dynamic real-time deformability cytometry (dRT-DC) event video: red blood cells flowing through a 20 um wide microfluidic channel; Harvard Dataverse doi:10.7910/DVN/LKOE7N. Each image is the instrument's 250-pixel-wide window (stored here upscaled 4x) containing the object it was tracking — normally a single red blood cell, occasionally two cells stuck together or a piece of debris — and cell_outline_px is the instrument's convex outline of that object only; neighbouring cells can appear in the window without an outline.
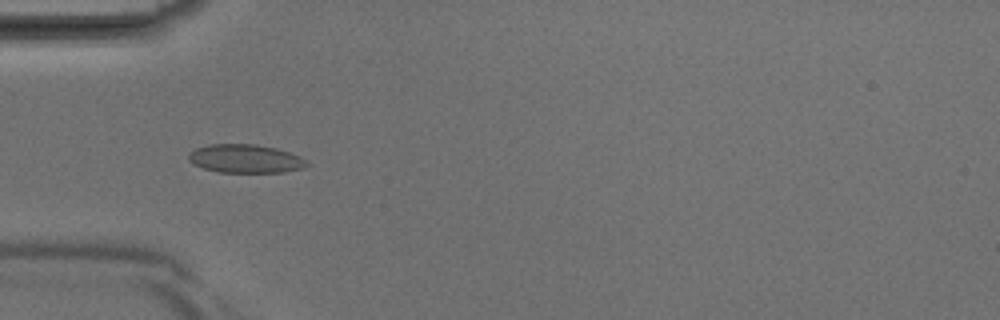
{"species": "Egyptian fruit bat (a non-hibernating species)", "species_latin": "Rousettus aegyptiacus", "temperature_condition": "room temperature", "stored_images_in_passage": 41, "camera_frame_rate_fps": 3000, "um_per_image_px": 0.085, "animal": {"sex": "male"}, "frame": {"image": 1, "passage_image": 13, "time_ms": 4.0, "image_size_px": [1000, 320], "cell_outline_px": [[308, 164], [304, 168], [284, 172], [216, 172], [192, 164], [188, 160], [188, 152], [196, 148], [208, 144], [256, 144], [276, 148], [300, 156], [308, 160]], "centroid_in_image_um": [20.84, 13.48], "position_along_channel_um": 64.2, "area_um2": 19.83}}
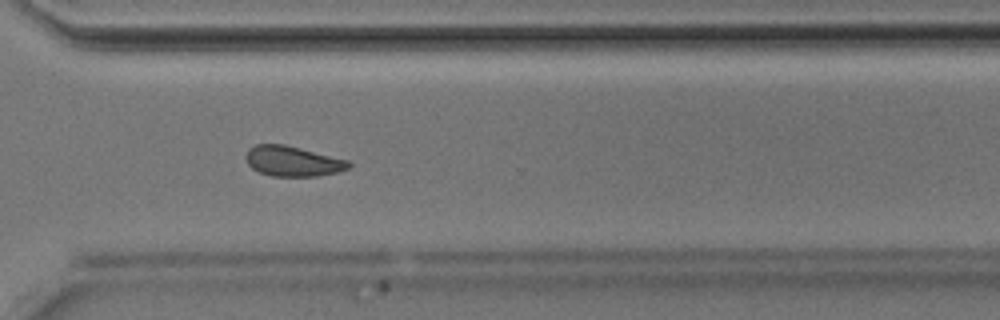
{"frame": {"image": 2, "passage_image": 30, "time_ms": 9.667, "image_size_px": [1000, 320], "cell_outline_px": [[352, 168], [336, 172], [316, 176], [272, 176], [260, 172], [252, 168], [248, 164], [244, 156], [248, 148], [256, 144], [284, 144], [348, 160], [352, 164]], "centroid_in_image_um": [24.87, 13.7], "position_along_channel_um": 345.7, "area_um2": 18.15}}
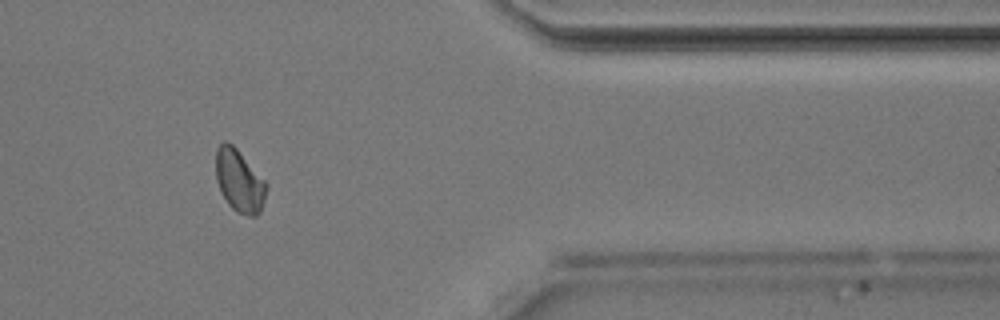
{"frame": {"image": 3, "passage_image": 34, "time_ms": 11.0, "image_size_px": [1000, 320], "cell_outline_px": [[268, 188], [260, 212], [256, 216], [248, 216], [236, 212], [228, 204], [220, 192], [216, 180], [216, 148], [224, 140], [228, 140], [236, 148], [268, 184]], "centroid_in_image_um": [20.33, 15.38], "position_along_channel_um": 391.1, "area_um2": 18.55}}